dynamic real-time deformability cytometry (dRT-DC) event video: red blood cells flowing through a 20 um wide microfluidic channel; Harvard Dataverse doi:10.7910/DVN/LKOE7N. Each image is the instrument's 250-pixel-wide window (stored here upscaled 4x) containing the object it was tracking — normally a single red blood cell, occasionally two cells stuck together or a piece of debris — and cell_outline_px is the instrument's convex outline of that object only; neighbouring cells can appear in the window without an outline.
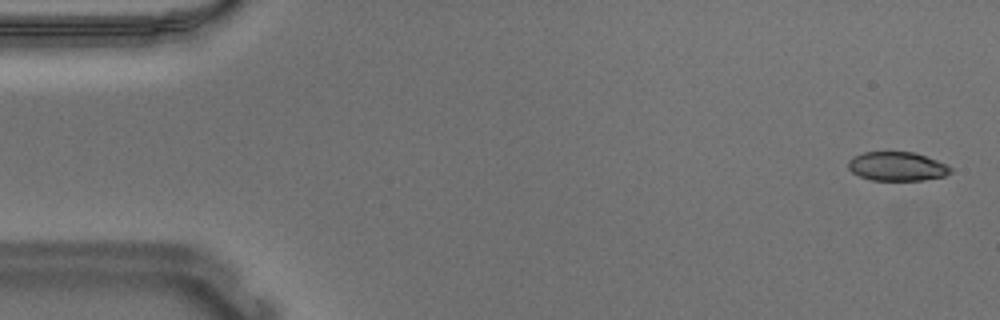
{"species": "Egyptian fruit bat (a non-hibernating species)", "species_latin": "Rousettus aegyptiacus", "temperature_condition": "warm", "stored_images_in_passage": 55, "camera_frame_rate_fps": 3000, "um_per_image_px": 0.085, "animal": {"sex": "male"}, "frame": {"image": 1, "passage_image": 2, "time_ms": 0.333, "image_size_px": [1000, 320], "cell_outline_px": [[952, 172], [944, 176], [924, 180], [872, 180], [860, 176], [852, 172], [848, 168], [848, 160], [852, 156], [864, 152], [912, 152], [948, 164], [952, 168]], "centroid_in_image_um": [76.25, 14.14], "position_along_channel_um": 8.8, "area_um2": 17.28}}
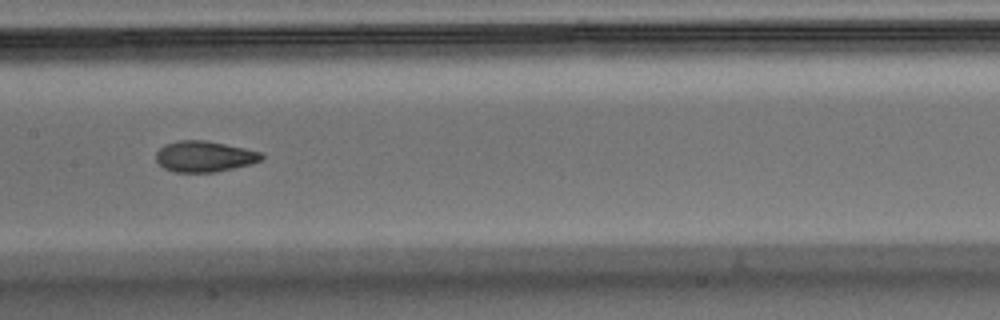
{"frame": {"image": 2, "passage_image": 27, "time_ms": 8.667, "image_size_px": [1000, 320], "cell_outline_px": [[264, 160], [252, 164], [216, 172], [172, 172], [164, 168], [156, 160], [156, 152], [164, 144], [180, 140], [204, 140], [264, 152]], "centroid_in_image_um": [17.41, 13.3], "position_along_channel_um": 190.0, "area_um2": 19.19}}
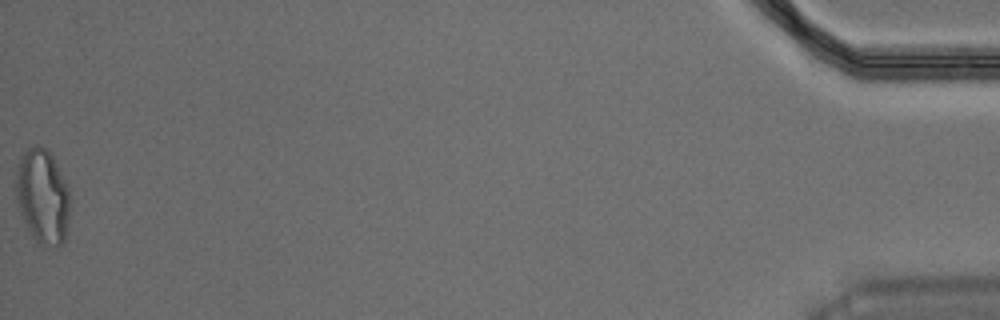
{"frame": {"image": 3, "passage_image": 55, "time_ms": 18.0, "image_size_px": [1000, 320], "cell_outline_px": [[68, 224], [64, 244], [56, 248], [44, 248], [32, 236], [20, 212], [16, 200], [16, 172], [20, 156], [32, 144], [36, 144], [44, 148], [52, 156], [68, 188]], "centroid_in_image_um": [3.61, 16.74], "position_along_channel_um": 431.6, "area_um2": 29.82}, "authors_computed_cell_mechanics": {"area_um2": 19.1318, "velocity_mm_per_s": 3.6763, "shape_relaxation_time_tau1_ms": null, "shape_relaxation_time_tau2_ms": 1.7167, "deformation_change_tau1": null, "deformation_change_tau2": 0.0783}}